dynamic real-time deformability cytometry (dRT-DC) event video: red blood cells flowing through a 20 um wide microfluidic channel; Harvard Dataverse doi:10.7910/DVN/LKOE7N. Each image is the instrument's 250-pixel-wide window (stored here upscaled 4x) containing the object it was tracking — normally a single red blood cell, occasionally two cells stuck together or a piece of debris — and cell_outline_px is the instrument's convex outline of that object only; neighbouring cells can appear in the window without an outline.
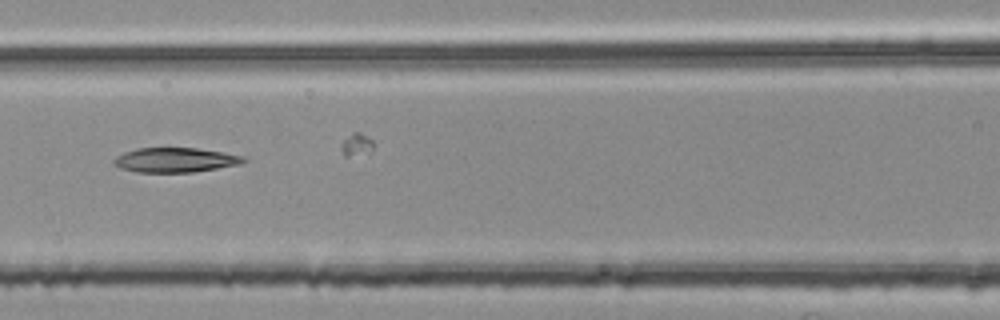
{"species": "common noctule bat (a hibernating species)", "species_latin": "Nyctalus noctula", "temperature_condition": "room temperature", "stored_images_in_passage": 8, "camera_frame_rate_fps": 3000, "um_per_image_px": 0.085, "animal": {"sex": "female", "body_mass_g": 25.1}, "frame": {"image": 1, "passage_image": 6, "time_ms": 1.667, "image_size_px": [1000, 320], "cell_outline_px": [[248, 160], [240, 164], [192, 172], [136, 172], [120, 168], [112, 164], [112, 160], [116, 156], [124, 152], [136, 148], [196, 148], [244, 156]], "centroid_in_image_um": [14.84, 13.6], "position_along_channel_um": 151.8, "area_um2": 18.55}}